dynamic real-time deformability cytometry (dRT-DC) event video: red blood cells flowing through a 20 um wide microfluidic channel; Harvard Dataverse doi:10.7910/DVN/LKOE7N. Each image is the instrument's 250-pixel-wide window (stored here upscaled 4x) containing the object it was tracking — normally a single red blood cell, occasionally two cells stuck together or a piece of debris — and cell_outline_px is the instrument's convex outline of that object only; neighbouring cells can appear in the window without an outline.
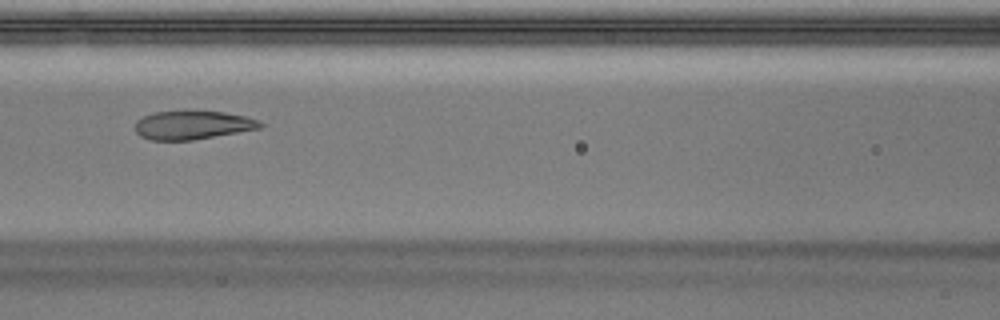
{"species": "Egyptian fruit bat (a non-hibernating species)", "species_latin": "Rousettus aegyptiacus", "temperature_condition": "warm", "stored_images_in_passage": 15, "camera_frame_rate_fps": 3000, "um_per_image_px": 0.085, "animal": {"sex": "male"}, "frame": {"image": 1, "passage_image": 7, "time_ms": 2.0, "image_size_px": [1000, 320], "cell_outline_px": [[264, 124], [260, 128], [192, 140], [152, 140], [140, 136], [136, 132], [136, 120], [152, 112], [224, 112], [244, 116], [256, 120]], "centroid_in_image_um": [16.33, 10.64], "position_along_channel_um": 150.3, "area_um2": 20.35}}